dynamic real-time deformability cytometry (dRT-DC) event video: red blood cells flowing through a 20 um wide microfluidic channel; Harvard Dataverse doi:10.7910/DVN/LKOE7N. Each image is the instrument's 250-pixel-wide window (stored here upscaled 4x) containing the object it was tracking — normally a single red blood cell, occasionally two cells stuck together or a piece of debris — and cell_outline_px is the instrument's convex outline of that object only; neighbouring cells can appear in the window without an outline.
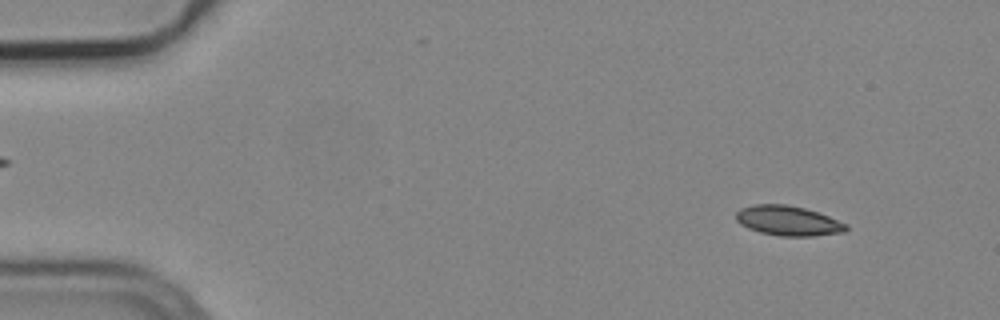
{"species": "common noctule bat (a hibernating species)", "species_latin": "Nyctalus noctula", "temperature_condition": "cold", "stored_images_in_passage": 22, "camera_frame_rate_fps": 3000, "um_per_image_px": 0.085, "animal": {"sex": "male", "body_mass_g": 19.2, "forearm_length_mm": 51.8}, "frame": {"image": 1, "passage_image": 5, "time_ms": 1.333, "image_size_px": [1000, 320], "cell_outline_px": [[848, 228], [844, 232], [812, 236], [780, 236], [760, 232], [748, 228], [740, 224], [736, 220], [736, 212], [740, 208], [752, 204], [788, 204], [804, 208], [828, 216], [848, 224]], "centroid_in_image_um": [66.97, 18.76], "position_along_channel_um": 18.0, "area_um2": 19.19}}
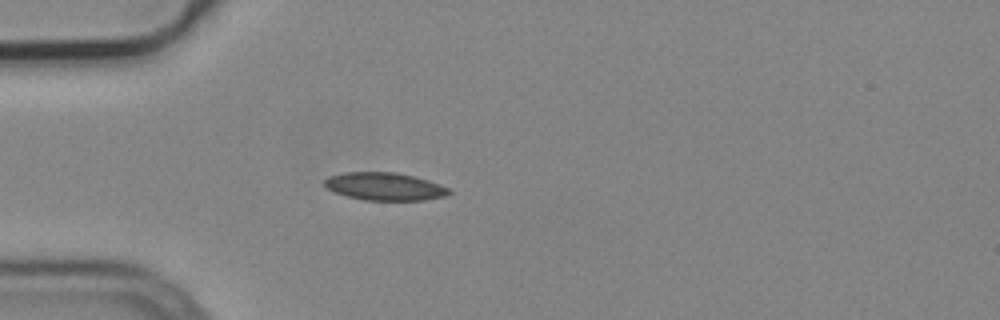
{"frame": {"image": 2, "passage_image": 15, "time_ms": 4.667, "image_size_px": [1000, 320], "cell_outline_px": [[452, 192], [448, 196], [424, 200], [364, 200], [348, 196], [336, 192], [328, 188], [324, 184], [324, 180], [328, 176], [344, 172], [396, 172], [428, 180], [440, 184], [448, 188]], "centroid_in_image_um": [32.72, 15.85], "position_along_channel_um": 52.3, "area_um2": 20.11}}
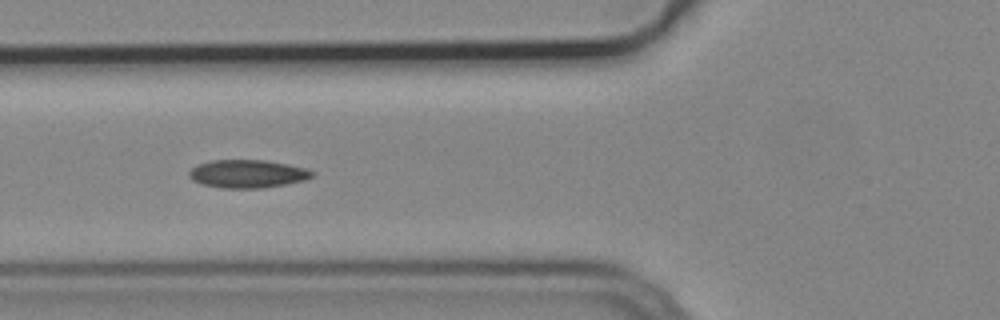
{"frame": {"image": 3, "passage_image": 20, "time_ms": 6.333, "image_size_px": [1000, 320], "cell_outline_px": [[316, 172], [312, 176], [304, 180], [284, 184], [260, 188], [224, 188], [200, 184], [192, 180], [188, 176], [188, 172], [196, 164], [212, 160], [264, 160], [288, 164], [308, 168]], "centroid_in_image_um": [21.02, 14.76], "position_along_channel_um": 104.8, "area_um2": 20.23}}